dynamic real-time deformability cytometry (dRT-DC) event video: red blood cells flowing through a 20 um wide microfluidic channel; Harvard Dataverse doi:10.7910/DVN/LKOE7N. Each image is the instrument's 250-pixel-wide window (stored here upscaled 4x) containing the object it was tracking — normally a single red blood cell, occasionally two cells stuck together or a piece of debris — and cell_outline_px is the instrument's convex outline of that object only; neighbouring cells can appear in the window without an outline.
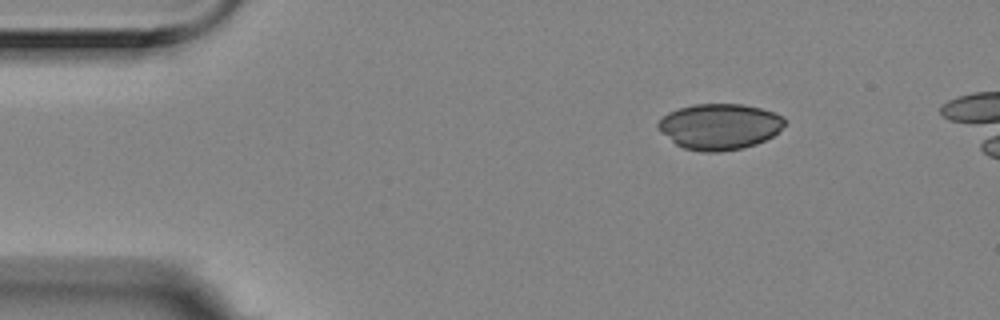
{"species": "Egyptian fruit bat (a non-hibernating species)", "species_latin": "Rousettus aegyptiacus", "temperature_condition": "room temperature", "stored_images_in_passage": 2, "camera_frame_rate_fps": 3000, "um_per_image_px": 0.085, "animal": {"sex": "female"}, "frame": {"image": 1, "passage_image": 2, "time_ms": 0.333, "image_size_px": [1000, 320], "cell_outline_px": [[784, 124], [772, 136], [756, 144], [744, 148], [720, 152], [700, 152], [684, 148], [676, 144], [656, 124], [668, 112], [680, 108], [696, 104], [744, 104], [760, 108], [784, 116]], "centroid_in_image_um": [61.18, 10.76], "position_along_channel_um": 23.8, "area_um2": 33.47}}